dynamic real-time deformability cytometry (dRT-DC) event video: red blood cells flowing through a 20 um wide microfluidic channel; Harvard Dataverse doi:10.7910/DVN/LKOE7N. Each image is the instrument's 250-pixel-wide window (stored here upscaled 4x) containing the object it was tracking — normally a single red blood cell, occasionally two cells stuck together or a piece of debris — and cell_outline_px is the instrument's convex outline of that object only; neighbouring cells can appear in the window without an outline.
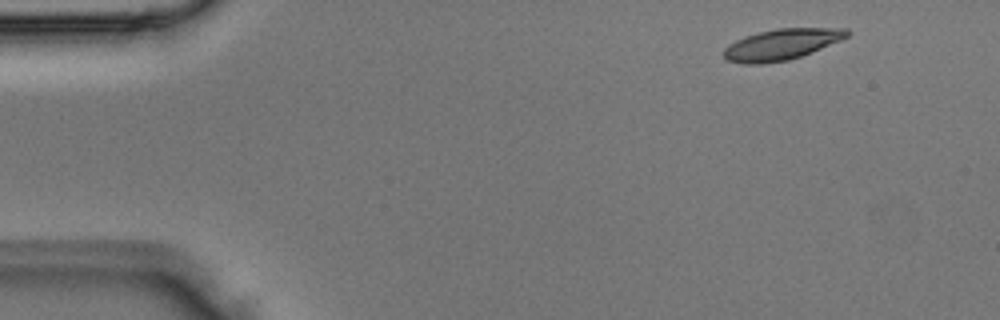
{"species": "Egyptian fruit bat (a non-hibernating species)", "species_latin": "Rousettus aegyptiacus", "temperature_condition": "room temperature", "stored_images_in_passage": 4, "segment_of_instrument_passage": [1, 2], "camera_frame_rate_fps": 3000, "um_per_image_px": 0.085, "animal": {"sex": "male"}, "frame": {"image": 1, "passage_image": 1, "time_ms": 0.0, "image_size_px": [1000, 320], "cell_outline_px": [[852, 32], [848, 36], [840, 40], [812, 52], [788, 60], [760, 64], [744, 64], [728, 60], [724, 56], [724, 48], [728, 44], [744, 36], [776, 28], [848, 28]], "centroid_in_image_um": [66.44, 3.77], "position_along_channel_um": 18.6, "area_um2": 22.2}}